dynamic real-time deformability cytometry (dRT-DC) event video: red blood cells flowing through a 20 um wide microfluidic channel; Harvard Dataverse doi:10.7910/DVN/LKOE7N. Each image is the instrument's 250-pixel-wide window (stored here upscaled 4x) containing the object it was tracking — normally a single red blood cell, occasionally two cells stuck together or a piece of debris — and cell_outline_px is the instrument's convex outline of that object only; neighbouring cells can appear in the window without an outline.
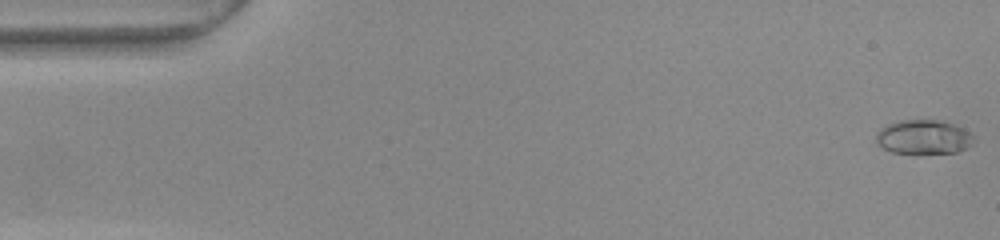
{"species": "common noctule bat (a hibernating species)", "species_latin": "Nyctalus noctula", "temperature_condition": "warm", "stored_images_in_passage": 42, "camera_frame_rate_fps": 3000, "um_per_image_px": 0.085, "animal": {"sex": "female", "body_mass_g": 22.0, "forearm_length_mm": 56.7}, "frame": {"image": 1, "passage_image": 1, "time_ms": 0.0, "image_size_px": [1000, 240], "cell_outline_px": [[972, 144], [956, 152], [892, 152], [876, 144], [876, 136], [880, 128], [888, 124], [900, 120], [940, 120], [952, 124], [968, 132], [972, 136]], "centroid_in_image_um": [78.44, 11.63], "position_along_channel_um": 6.6, "area_um2": 18.9}}
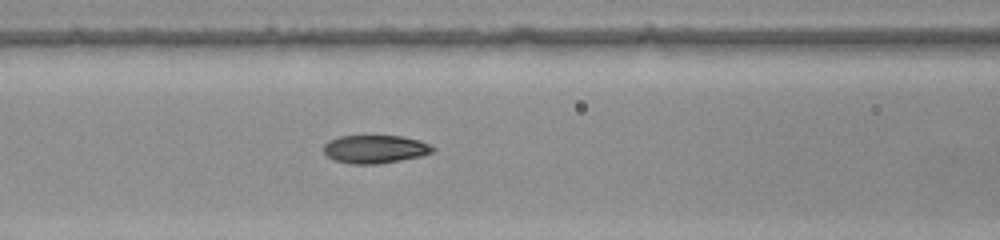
{"frame": {"image": 2, "passage_image": 22, "time_ms": 7.0, "image_size_px": [1000, 240], "cell_outline_px": [[436, 148], [432, 152], [420, 156], [376, 164], [348, 164], [332, 160], [324, 152], [324, 144], [328, 140], [340, 136], [400, 136], [420, 140]], "centroid_in_image_um": [31.84, 12.68], "position_along_channel_um": 134.8, "area_um2": 17.86}}
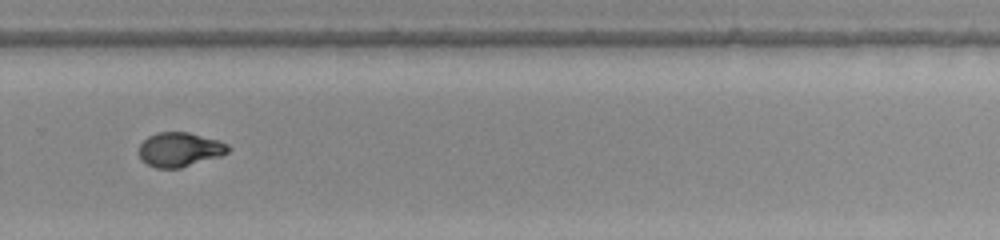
{"frame": {"image": 3, "passage_image": 36, "time_ms": 11.667, "image_size_px": [1000, 240], "cell_outline_px": [[228, 152], [220, 156], [180, 168], [156, 168], [140, 160], [140, 144], [148, 136], [156, 132], [188, 132], [216, 140], [228, 144]], "centroid_in_image_um": [15.24, 12.71], "position_along_channel_um": 314.6, "area_um2": 17.63}, "authors_computed_cell_mechanics": {"area_um2": 18.5538, "velocity_mm_per_s": 3.8493, "shape_relaxation_time_tau1_ms": 9.5398, "shape_relaxation_time_tau2_ms": null, "deformation_change_tau1": 0.3097, "deformation_change_tau2": null}}